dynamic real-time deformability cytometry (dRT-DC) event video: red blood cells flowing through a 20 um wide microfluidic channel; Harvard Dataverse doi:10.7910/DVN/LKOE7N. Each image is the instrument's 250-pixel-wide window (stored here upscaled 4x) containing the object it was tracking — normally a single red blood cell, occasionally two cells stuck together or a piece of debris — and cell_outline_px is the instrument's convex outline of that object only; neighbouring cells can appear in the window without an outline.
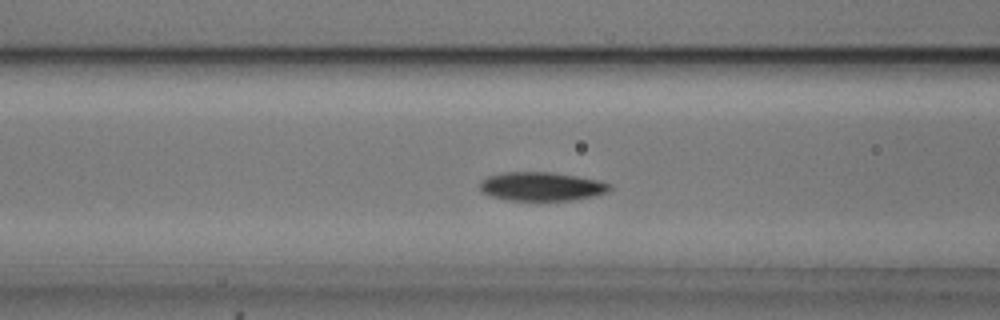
{"species": "common noctule bat (a hibernating species)", "species_latin": "Nyctalus noctula", "temperature_condition": "cold", "stored_images_in_passage": 53, "camera_frame_rate_fps": 3000, "um_per_image_px": 0.085, "animal": {"sex": "male", "body_mass_g": 20.5, "forearm_length_mm": 52.5}, "frame": {"image": 1, "passage_image": 19, "time_ms": 6.0, "image_size_px": [1000, 320], "cell_outline_px": [[612, 188], [608, 192], [592, 196], [572, 200], [504, 200], [480, 192], [480, 180], [488, 176], [504, 172], [552, 172], [576, 176], [596, 180], [612, 184]], "centroid_in_image_um": [46.0, 15.85], "position_along_channel_um": 120.6, "area_um2": 21.79}}
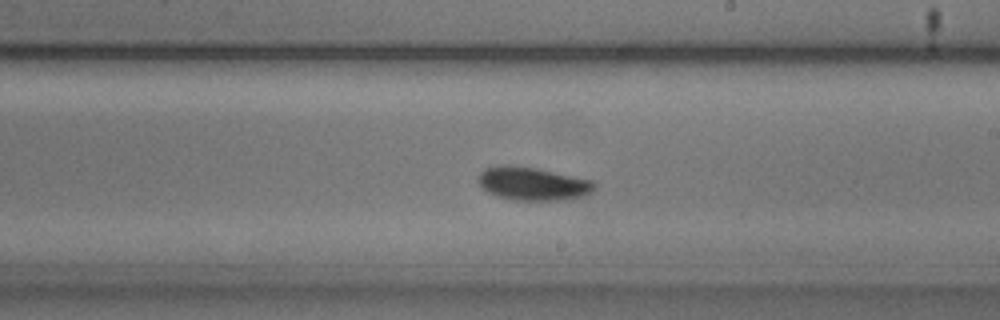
{"frame": {"image": 2, "passage_image": 29, "time_ms": 9.333, "image_size_px": [1000, 320], "cell_outline_px": [[596, 188], [592, 192], [584, 196], [568, 200], [516, 200], [496, 196], [488, 192], [476, 180], [480, 172], [484, 168], [500, 164], [512, 164], [536, 168], [596, 180]], "centroid_in_image_um": [45.32, 15.6], "position_along_channel_um": 243.7, "area_um2": 23.06}}
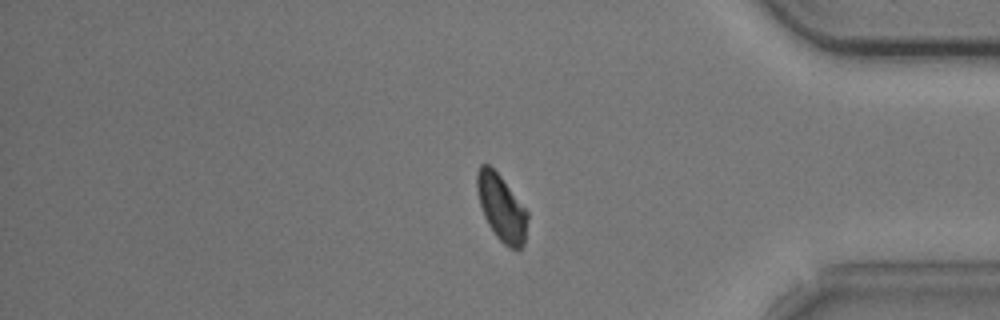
{"frame": {"image": 3, "passage_image": 43, "time_ms": 14.0, "image_size_px": [1000, 320], "cell_outline_px": [[528, 216], [524, 244], [516, 252], [508, 248], [496, 236], [488, 224], [484, 216], [480, 204], [476, 188], [476, 172], [480, 164], [488, 164], [500, 176], [528, 212]], "centroid_in_image_um": [42.62, 17.69], "position_along_channel_um": 392.6, "area_um2": 19.48}, "authors_computed_cell_mechanics": {"area_um2": 21.0392, "velocity_mm_per_s": 3.6898, "shape_relaxation_time_tau1_ms": 5.1637, "shape_relaxation_time_tau2_ms": null, "deformation_change_tau1": 0.1569, "deformation_change_tau2": null}}